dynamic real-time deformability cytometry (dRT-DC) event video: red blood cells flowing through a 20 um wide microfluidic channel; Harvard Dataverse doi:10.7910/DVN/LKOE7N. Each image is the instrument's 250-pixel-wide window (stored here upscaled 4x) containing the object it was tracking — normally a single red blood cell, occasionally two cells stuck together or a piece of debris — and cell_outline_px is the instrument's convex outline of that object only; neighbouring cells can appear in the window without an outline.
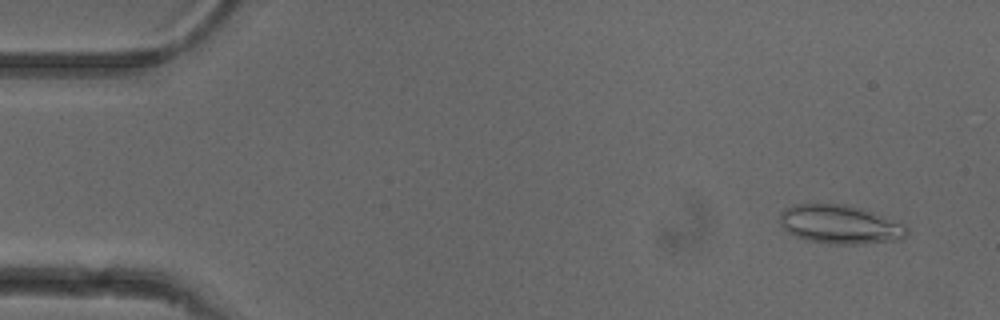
{"species": "common noctule bat (a hibernating species)", "species_latin": "Nyctalus noctula", "temperature_condition": "cold", "stored_images_in_passage": 46, "camera_frame_rate_fps": 3000, "um_per_image_px": 0.085, "animal": {"sex": "female"}, "frame": {"image": 1, "passage_image": 4, "time_ms": 1.0, "image_size_px": [1000, 320], "cell_outline_px": [[908, 232], [900, 240], [860, 244], [828, 244], [804, 240], [788, 232], [780, 224], [780, 212], [784, 208], [796, 204], [844, 204], [860, 208], [872, 212], [904, 224], [908, 228]], "centroid_in_image_um": [71.38, 19.09], "position_along_channel_um": 13.6, "area_um2": 28.78}}
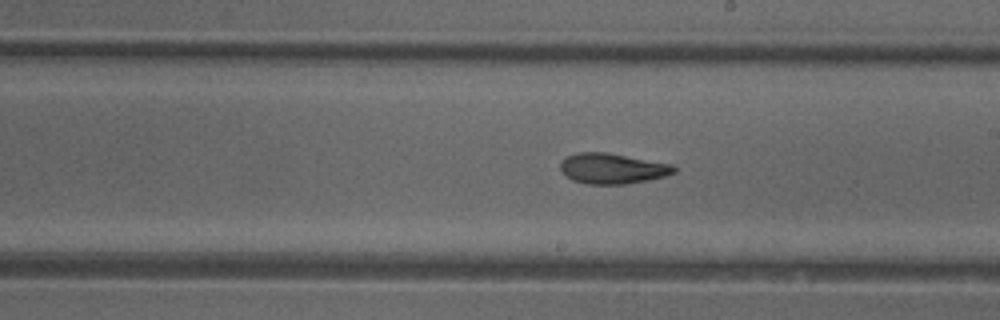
{"frame": {"image": 2, "passage_image": 30, "time_ms": 9.667, "image_size_px": [1000, 320], "cell_outline_px": [[676, 172], [668, 176], [648, 180], [624, 184], [588, 184], [572, 180], [564, 176], [560, 168], [560, 164], [568, 156], [576, 152], [608, 152], [672, 164], [676, 168]], "centroid_in_image_um": [52.07, 14.32], "position_along_channel_um": 236.9, "area_um2": 20.35}}
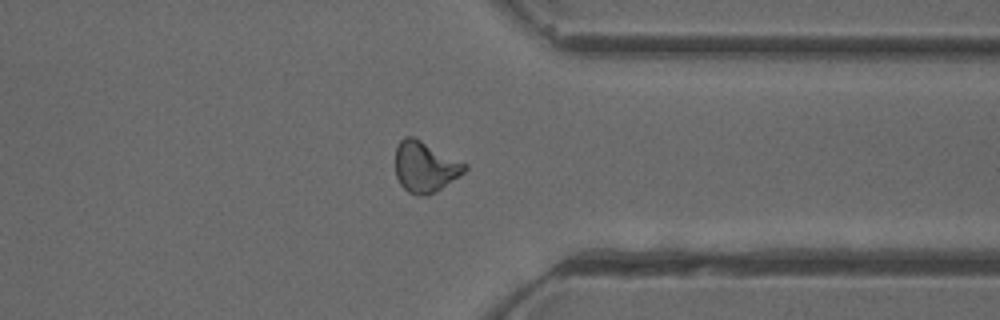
{"frame": {"image": 3, "passage_image": 41, "time_ms": 13.333, "image_size_px": [1000, 320], "cell_outline_px": [[468, 168], [464, 172], [440, 188], [424, 196], [416, 196], [408, 192], [400, 184], [396, 176], [396, 148], [400, 140], [404, 136], [412, 136], [468, 164]], "centroid_in_image_um": [36.11, 14.17], "position_along_channel_um": 375.3, "area_um2": 20.23}, "authors_computed_cell_mechanics": {"area_um2": 20.4034, "velocity_mm_per_s": 3.8989, "shape_relaxation_time_tau1_ms": null, "shape_relaxation_time_tau2_ms": 2.9737, "deformation_change_tau1": null, "deformation_change_tau2": 0.09}}